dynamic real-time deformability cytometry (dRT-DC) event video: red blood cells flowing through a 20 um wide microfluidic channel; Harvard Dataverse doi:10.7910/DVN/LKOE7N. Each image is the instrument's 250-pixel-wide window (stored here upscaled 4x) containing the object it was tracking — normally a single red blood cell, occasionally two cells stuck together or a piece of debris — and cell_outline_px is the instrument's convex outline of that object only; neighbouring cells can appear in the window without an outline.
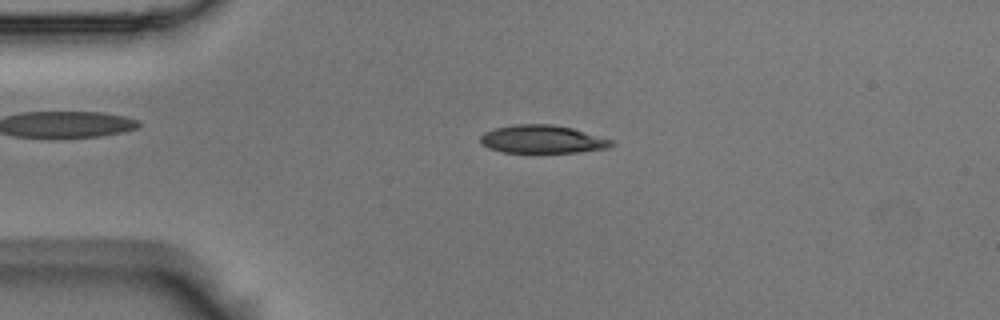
{"species": "Egyptian fruit bat (a non-hibernating species)", "species_latin": "Rousettus aegyptiacus", "temperature_condition": "room temperature", "stored_images_in_passage": 55, "camera_frame_rate_fps": 3000, "um_per_image_px": 0.085, "animal": {"sex": "male"}, "frame": {"image": 1, "passage_image": 12, "time_ms": 3.667, "image_size_px": [1000, 320], "cell_outline_px": [[616, 144], [608, 148], [576, 152], [500, 152], [488, 148], [480, 144], [480, 136], [484, 132], [496, 128], [516, 124], [548, 124], [572, 128], [616, 140]], "centroid_in_image_um": [46.12, 11.84], "position_along_channel_um": 38.9, "area_um2": 21.56}}
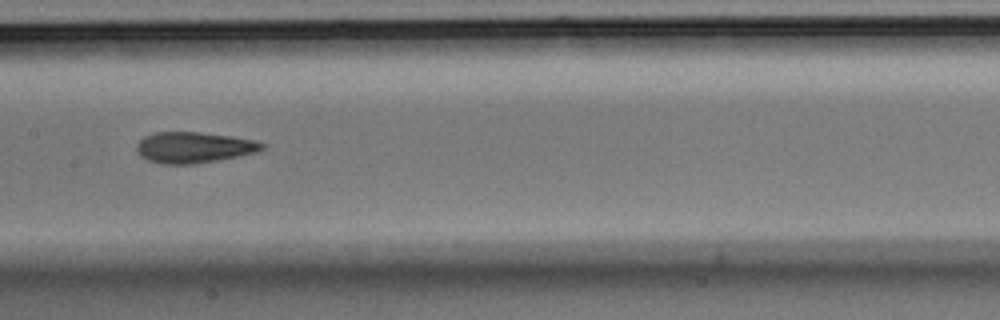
{"frame": {"image": 2, "passage_image": 27, "time_ms": 8.667, "image_size_px": [1000, 320], "cell_outline_px": [[268, 144], [264, 148], [256, 152], [216, 160], [192, 164], [164, 164], [148, 160], [140, 156], [136, 152], [136, 144], [144, 136], [156, 132], [200, 132], [256, 140]], "centroid_in_image_um": [16.45, 12.52], "position_along_channel_um": 190.9, "area_um2": 22.54}}
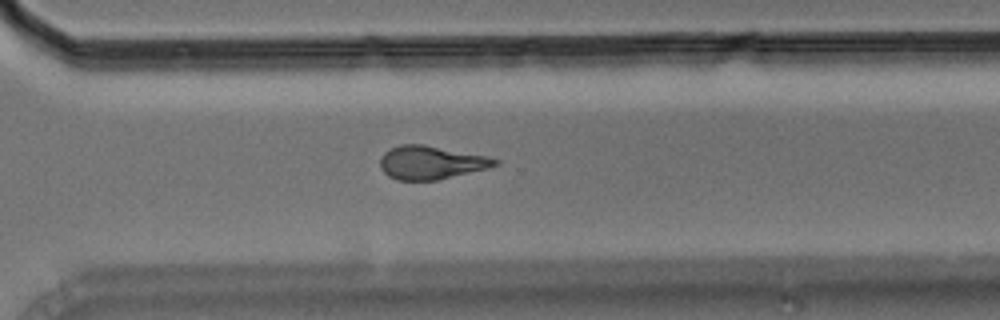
{"frame": {"image": 3, "passage_image": 39, "time_ms": 12.667, "image_size_px": [1000, 320], "cell_outline_px": [[500, 164], [488, 168], [436, 180], [396, 180], [388, 176], [380, 168], [380, 156], [384, 152], [400, 144], [424, 144], [484, 156], [500, 160]], "centroid_in_image_um": [36.6, 13.82], "position_along_channel_um": 334.0, "area_um2": 22.2}, "authors_computed_cell_mechanics": {"area_um2": 22.3108, "velocity_mm_per_s": 3.5914, "shape_relaxation_time_tau1_ms": 3.9922, "shape_relaxation_time_tau2_ms": 2.7586, "deformation_change_tau1": 0.1693, "deformation_change_tau2": 0.1197}}